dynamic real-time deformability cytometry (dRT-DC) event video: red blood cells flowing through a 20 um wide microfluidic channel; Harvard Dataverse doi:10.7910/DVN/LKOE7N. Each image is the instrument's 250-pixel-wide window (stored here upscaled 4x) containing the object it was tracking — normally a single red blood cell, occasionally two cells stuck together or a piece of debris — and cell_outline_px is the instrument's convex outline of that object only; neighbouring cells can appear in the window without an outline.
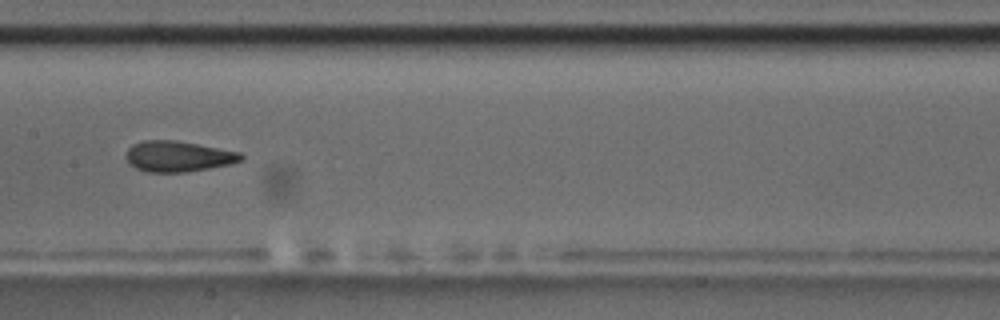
{"species": "common noctule bat (a hibernating species)", "species_latin": "Nyctalus noctula", "temperature_condition": "room temperature", "stored_images_in_passage": 15, "camera_frame_rate_fps": 3000, "um_per_image_px": 0.085, "animal": {"sex": "male", "body_mass_g": 17.5, "forearm_length_mm": 52.3}, "frame": {"image": 1, "passage_image": 7, "time_ms": 8.0, "image_size_px": [1000, 320], "cell_outline_px": [[244, 156], [240, 160], [232, 164], [188, 172], [144, 172], [128, 164], [124, 156], [124, 152], [132, 144], [144, 140], [176, 140], [240, 152]], "centroid_in_image_um": [15.08, 13.29], "position_along_channel_um": 192.3, "area_um2": 20.87}, "authors_computed_cell_mechanics": {"area_um2": 21.1548, "velocity_mm_per_s": 3.5492, "shape_relaxation_time_tau1_ms": 6.8256, "shape_relaxation_time_tau2_ms": 1.635, "deformation_change_tau1": 0.1632, "deformation_change_tau2": 0.0654}}